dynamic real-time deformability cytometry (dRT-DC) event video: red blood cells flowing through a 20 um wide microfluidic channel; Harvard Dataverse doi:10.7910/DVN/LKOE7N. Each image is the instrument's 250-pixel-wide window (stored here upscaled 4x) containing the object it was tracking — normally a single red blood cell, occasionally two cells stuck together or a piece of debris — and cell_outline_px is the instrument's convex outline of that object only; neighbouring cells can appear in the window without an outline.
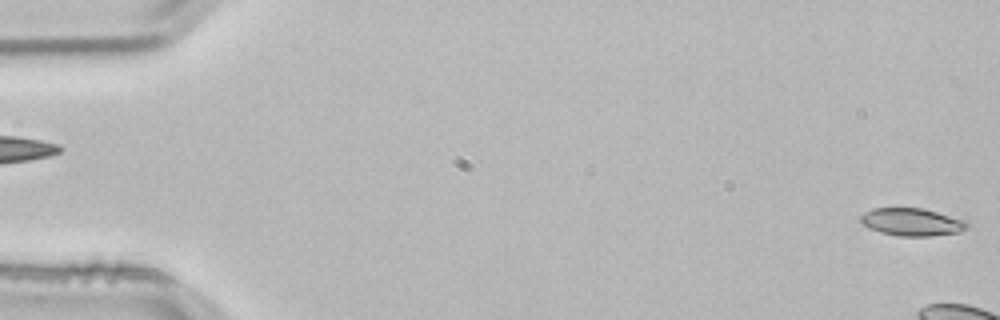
{"species": "common noctule bat (a hibernating species)", "species_latin": "Nyctalus noctula", "temperature_condition": "room temperature", "stored_images_in_passage": 8, "camera_frame_rate_fps": 3000, "um_per_image_px": 0.085, "animal": {"sex": "male", "body_mass_g": 21.5, "forearm_length_mm": 52.0}, "frame": {"image": 1, "passage_image": 1, "time_ms": 0.0, "image_size_px": [1000, 320], "cell_outline_px": [[968, 228], [960, 232], [932, 236], [900, 236], [880, 232], [868, 228], [860, 220], [860, 216], [864, 212], [872, 208], [924, 208], [968, 220]], "centroid_in_image_um": [77.55, 18.86], "position_along_channel_um": 7.5, "area_um2": 17.4}}